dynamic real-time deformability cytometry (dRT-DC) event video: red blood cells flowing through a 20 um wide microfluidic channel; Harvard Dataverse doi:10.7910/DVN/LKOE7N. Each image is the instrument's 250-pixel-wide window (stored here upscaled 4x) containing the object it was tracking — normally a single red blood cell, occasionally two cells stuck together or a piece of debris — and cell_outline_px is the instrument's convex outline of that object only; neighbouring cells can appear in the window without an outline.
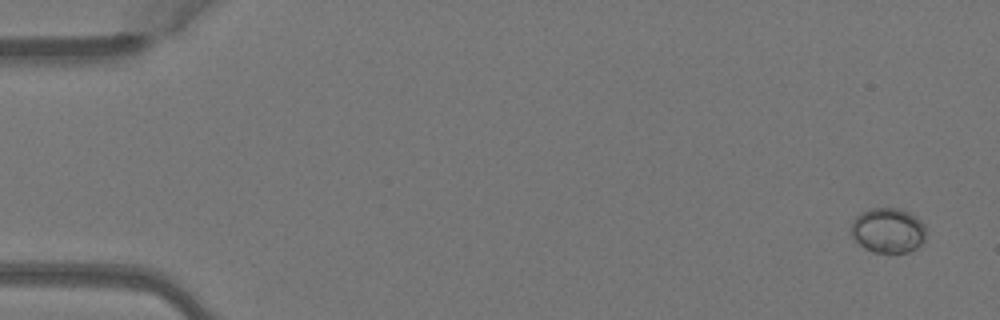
{"species": "Egyptian fruit bat (a non-hibernating species)", "species_latin": "Rousettus aegyptiacus", "temperature_condition": "warm", "stored_images_in_passage": 4, "camera_frame_rate_fps": 3000, "um_per_image_px": 0.085, "animal": {"sex": "female"}, "frame": {"image": 1, "passage_image": 1, "time_ms": 0.0, "image_size_px": [1000, 320], "cell_outline_px": [[924, 240], [916, 248], [908, 252], [872, 252], [864, 248], [852, 236], [852, 220], [860, 212], [872, 208], [900, 208], [916, 216], [924, 224]], "centroid_in_image_um": [75.47, 19.57], "position_along_channel_um": 9.5, "area_um2": 19.54}}
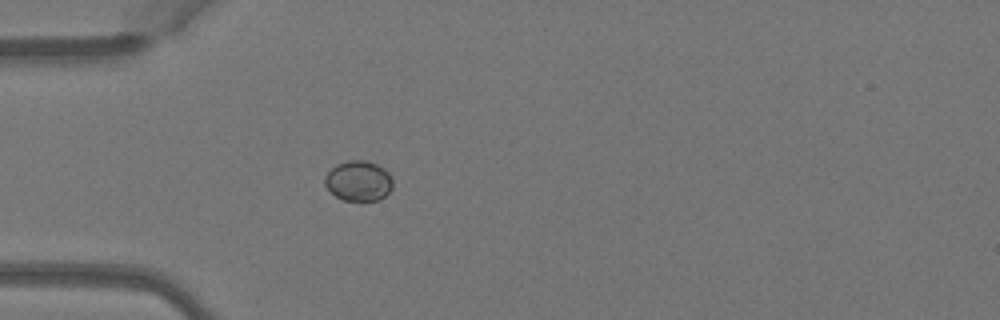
{"frame": {"image": 2, "passage_image": 4, "time_ms": 1.0, "image_size_px": [1000, 320], "cell_outline_px": [[392, 188], [380, 200], [344, 200], [336, 196], [324, 184], [324, 176], [336, 164], [348, 160], [364, 160], [376, 164], [384, 168], [392, 176]], "centroid_in_image_um": [30.48, 15.36], "position_along_channel_um": 54.5, "area_um2": 15.9}}